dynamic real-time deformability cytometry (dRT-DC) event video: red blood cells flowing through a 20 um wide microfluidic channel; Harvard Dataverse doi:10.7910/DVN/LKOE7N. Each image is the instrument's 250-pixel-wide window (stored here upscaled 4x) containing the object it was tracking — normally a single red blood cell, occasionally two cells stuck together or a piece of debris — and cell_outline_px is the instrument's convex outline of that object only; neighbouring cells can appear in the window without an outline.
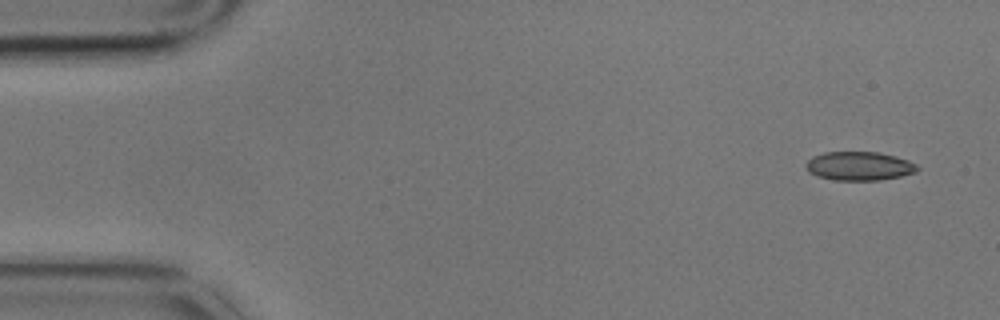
{"species": "common noctule bat (a hibernating species)", "species_latin": "Nyctalus noctula", "temperature_condition": "cold", "stored_images_in_passage": 5, "camera_frame_rate_fps": 3000, "um_per_image_px": 0.085, "animal": {"sex": "male", "body_mass_g": 17.9}, "frame": {"image": 1, "passage_image": 1, "time_ms": 0.0, "image_size_px": [1000, 320], "cell_outline_px": [[920, 168], [916, 172], [900, 176], [880, 180], [836, 180], [820, 176], [808, 172], [804, 164], [812, 156], [824, 152], [880, 152], [896, 156], [908, 160], [916, 164]], "centroid_in_image_um": [73.04, 14.1], "position_along_channel_um": 12.0, "area_um2": 18.73}}
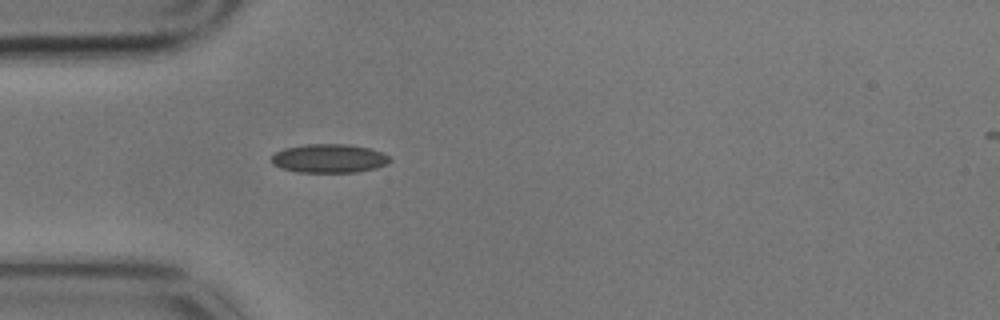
{"frame": {"image": 2, "passage_image": 4, "time_ms": 1.0, "image_size_px": [1000, 320], "cell_outline_px": [[392, 160], [388, 164], [376, 168], [356, 172], [296, 172], [280, 168], [272, 164], [272, 156], [276, 152], [284, 148], [308, 144], [348, 144], [368, 148], [384, 152], [392, 156]], "centroid_in_image_um": [28.02, 13.47], "position_along_channel_um": 57.0, "area_um2": 20.06}}